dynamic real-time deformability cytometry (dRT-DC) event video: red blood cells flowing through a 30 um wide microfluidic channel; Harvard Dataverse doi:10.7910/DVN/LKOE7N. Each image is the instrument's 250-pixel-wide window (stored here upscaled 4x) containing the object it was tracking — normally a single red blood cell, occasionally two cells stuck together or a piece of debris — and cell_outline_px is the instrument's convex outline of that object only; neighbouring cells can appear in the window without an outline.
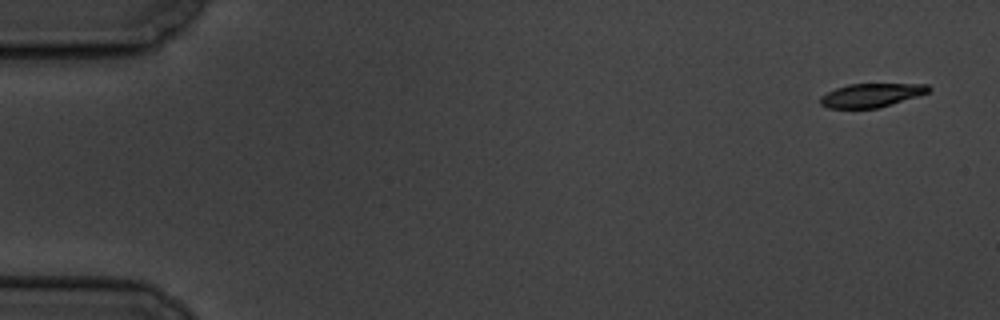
{"species": "common noctule bat (a hibernating species)", "species_latin": "Nyctalus noctula", "temperature_condition": "cold", "stored_images_in_passage": 7, "camera_frame_rate_fps": 3000, "um_per_image_px": 0.085, "animal": {"sex": "male", "body_mass_g": 19.5, "forearm_length_mm": 54.6}, "frame": {"image": 1, "passage_image": 1, "time_ms": 0.0, "image_size_px": [1000, 320], "cell_outline_px": [[932, 88], [928, 92], [880, 108], [828, 108], [820, 104], [820, 96], [836, 88], [848, 84], [928, 84]], "centroid_in_image_um": [74.04, 8.09], "position_along_channel_um": 11.0, "area_um2": 14.85}}
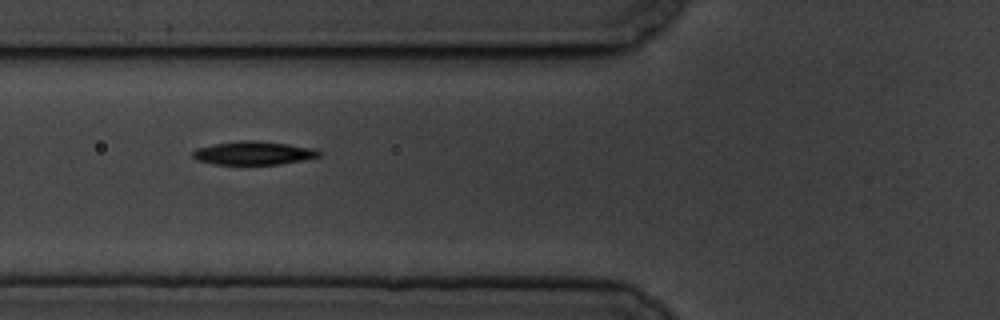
{"frame": {"image": 2, "passage_image": 6, "time_ms": 6.667, "image_size_px": [1000, 320], "cell_outline_px": [[324, 152], [320, 156], [304, 160], [280, 164], [212, 164], [196, 160], [192, 156], [192, 152], [196, 148], [216, 144], [240, 140], [252, 140], [288, 144], [316, 148]], "centroid_in_image_um": [21.59, 13.01], "position_along_channel_um": 104.2, "area_um2": 17.34}}
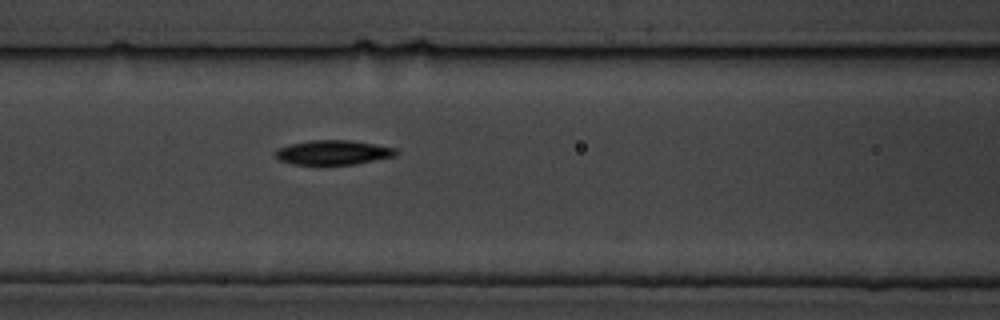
{"frame": {"image": 3, "passage_image": 7, "time_ms": 7.667, "image_size_px": [1000, 320], "cell_outline_px": [[400, 152], [396, 156], [356, 164], [292, 164], [280, 160], [276, 156], [276, 148], [292, 144], [312, 140], [348, 140], [396, 148]], "centroid_in_image_um": [28.35, 12.96], "position_along_channel_um": 138.2, "area_um2": 17.05}}